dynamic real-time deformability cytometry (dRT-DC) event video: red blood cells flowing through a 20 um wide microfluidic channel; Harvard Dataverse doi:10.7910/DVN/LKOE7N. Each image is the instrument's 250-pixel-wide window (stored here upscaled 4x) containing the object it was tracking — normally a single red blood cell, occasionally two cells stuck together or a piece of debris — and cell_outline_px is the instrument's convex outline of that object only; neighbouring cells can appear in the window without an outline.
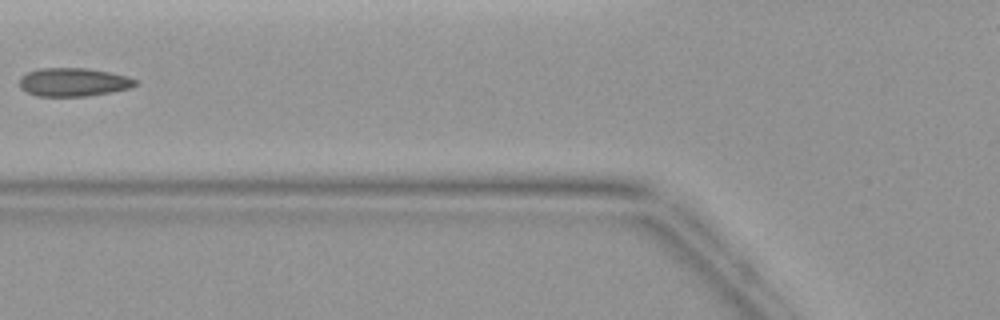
{"species": "common noctule bat (a hibernating species)", "species_latin": "Nyctalus noctula", "temperature_condition": "warm", "stored_images_in_passage": 5, "camera_frame_rate_fps": 3000, "um_per_image_px": 0.085, "animal": {"sex": "female", "body_mass_g": 19.9}, "frame": {"image": 1, "passage_image": 5, "time_ms": 4.667, "image_size_px": [1000, 320], "cell_outline_px": [[136, 84], [132, 88], [112, 92], [88, 96], [36, 96], [20, 88], [20, 76], [28, 72], [40, 68], [84, 68], [112, 72], [128, 76], [136, 80]], "centroid_in_image_um": [6.26, 6.98], "position_along_channel_um": 119.5, "area_um2": 19.31}}